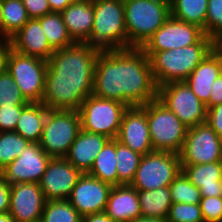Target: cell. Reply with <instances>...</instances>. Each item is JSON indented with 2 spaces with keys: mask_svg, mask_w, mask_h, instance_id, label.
I'll return each instance as SVG.
<instances>
[{
  "mask_svg": "<svg viewBox=\"0 0 222 222\" xmlns=\"http://www.w3.org/2000/svg\"><path fill=\"white\" fill-rule=\"evenodd\" d=\"M222 31V0H208L205 35L211 37Z\"/></svg>",
  "mask_w": 222,
  "mask_h": 222,
  "instance_id": "obj_37",
  "label": "cell"
},
{
  "mask_svg": "<svg viewBox=\"0 0 222 222\" xmlns=\"http://www.w3.org/2000/svg\"><path fill=\"white\" fill-rule=\"evenodd\" d=\"M28 102L22 95L13 77L5 70L0 74V106H27Z\"/></svg>",
  "mask_w": 222,
  "mask_h": 222,
  "instance_id": "obj_35",
  "label": "cell"
},
{
  "mask_svg": "<svg viewBox=\"0 0 222 222\" xmlns=\"http://www.w3.org/2000/svg\"><path fill=\"white\" fill-rule=\"evenodd\" d=\"M2 0H0V38L2 39Z\"/></svg>",
  "mask_w": 222,
  "mask_h": 222,
  "instance_id": "obj_50",
  "label": "cell"
},
{
  "mask_svg": "<svg viewBox=\"0 0 222 222\" xmlns=\"http://www.w3.org/2000/svg\"><path fill=\"white\" fill-rule=\"evenodd\" d=\"M51 157L39 143L31 142L0 174L11 184L39 183Z\"/></svg>",
  "mask_w": 222,
  "mask_h": 222,
  "instance_id": "obj_14",
  "label": "cell"
},
{
  "mask_svg": "<svg viewBox=\"0 0 222 222\" xmlns=\"http://www.w3.org/2000/svg\"><path fill=\"white\" fill-rule=\"evenodd\" d=\"M81 222H114L105 212L88 214L82 217Z\"/></svg>",
  "mask_w": 222,
  "mask_h": 222,
  "instance_id": "obj_46",
  "label": "cell"
},
{
  "mask_svg": "<svg viewBox=\"0 0 222 222\" xmlns=\"http://www.w3.org/2000/svg\"><path fill=\"white\" fill-rule=\"evenodd\" d=\"M94 21L85 42L101 51L128 48L123 0H93Z\"/></svg>",
  "mask_w": 222,
  "mask_h": 222,
  "instance_id": "obj_5",
  "label": "cell"
},
{
  "mask_svg": "<svg viewBox=\"0 0 222 222\" xmlns=\"http://www.w3.org/2000/svg\"><path fill=\"white\" fill-rule=\"evenodd\" d=\"M48 111L43 103H29L22 110L14 131L30 142L39 143Z\"/></svg>",
  "mask_w": 222,
  "mask_h": 222,
  "instance_id": "obj_25",
  "label": "cell"
},
{
  "mask_svg": "<svg viewBox=\"0 0 222 222\" xmlns=\"http://www.w3.org/2000/svg\"><path fill=\"white\" fill-rule=\"evenodd\" d=\"M142 157L143 155L124 146L116 139L118 185H130L133 182Z\"/></svg>",
  "mask_w": 222,
  "mask_h": 222,
  "instance_id": "obj_31",
  "label": "cell"
},
{
  "mask_svg": "<svg viewBox=\"0 0 222 222\" xmlns=\"http://www.w3.org/2000/svg\"><path fill=\"white\" fill-rule=\"evenodd\" d=\"M208 0H170L171 16L197 25L205 33Z\"/></svg>",
  "mask_w": 222,
  "mask_h": 222,
  "instance_id": "obj_28",
  "label": "cell"
},
{
  "mask_svg": "<svg viewBox=\"0 0 222 222\" xmlns=\"http://www.w3.org/2000/svg\"><path fill=\"white\" fill-rule=\"evenodd\" d=\"M105 213L114 222H130L142 217L138 190L131 185L113 186L109 193Z\"/></svg>",
  "mask_w": 222,
  "mask_h": 222,
  "instance_id": "obj_21",
  "label": "cell"
},
{
  "mask_svg": "<svg viewBox=\"0 0 222 222\" xmlns=\"http://www.w3.org/2000/svg\"><path fill=\"white\" fill-rule=\"evenodd\" d=\"M147 113V122L153 151L180 153L188 127L158 99L141 106Z\"/></svg>",
  "mask_w": 222,
  "mask_h": 222,
  "instance_id": "obj_6",
  "label": "cell"
},
{
  "mask_svg": "<svg viewBox=\"0 0 222 222\" xmlns=\"http://www.w3.org/2000/svg\"><path fill=\"white\" fill-rule=\"evenodd\" d=\"M150 60L152 76L158 87L185 81L211 52V39L205 35L198 43L167 51H143Z\"/></svg>",
  "mask_w": 222,
  "mask_h": 222,
  "instance_id": "obj_3",
  "label": "cell"
},
{
  "mask_svg": "<svg viewBox=\"0 0 222 222\" xmlns=\"http://www.w3.org/2000/svg\"><path fill=\"white\" fill-rule=\"evenodd\" d=\"M172 203L197 204L200 203L199 188L192 184L181 171L169 185Z\"/></svg>",
  "mask_w": 222,
  "mask_h": 222,
  "instance_id": "obj_34",
  "label": "cell"
},
{
  "mask_svg": "<svg viewBox=\"0 0 222 222\" xmlns=\"http://www.w3.org/2000/svg\"><path fill=\"white\" fill-rule=\"evenodd\" d=\"M51 12L61 13L71 3L69 0H47Z\"/></svg>",
  "mask_w": 222,
  "mask_h": 222,
  "instance_id": "obj_47",
  "label": "cell"
},
{
  "mask_svg": "<svg viewBox=\"0 0 222 222\" xmlns=\"http://www.w3.org/2000/svg\"><path fill=\"white\" fill-rule=\"evenodd\" d=\"M128 48H141L171 16L170 0H123Z\"/></svg>",
  "mask_w": 222,
  "mask_h": 222,
  "instance_id": "obj_4",
  "label": "cell"
},
{
  "mask_svg": "<svg viewBox=\"0 0 222 222\" xmlns=\"http://www.w3.org/2000/svg\"><path fill=\"white\" fill-rule=\"evenodd\" d=\"M179 156L181 165L222 161V138L207 122L188 128Z\"/></svg>",
  "mask_w": 222,
  "mask_h": 222,
  "instance_id": "obj_12",
  "label": "cell"
},
{
  "mask_svg": "<svg viewBox=\"0 0 222 222\" xmlns=\"http://www.w3.org/2000/svg\"><path fill=\"white\" fill-rule=\"evenodd\" d=\"M10 187L11 184L0 174V214L9 212Z\"/></svg>",
  "mask_w": 222,
  "mask_h": 222,
  "instance_id": "obj_42",
  "label": "cell"
},
{
  "mask_svg": "<svg viewBox=\"0 0 222 222\" xmlns=\"http://www.w3.org/2000/svg\"><path fill=\"white\" fill-rule=\"evenodd\" d=\"M182 171L180 156L169 151L144 155L130 184L137 190H154L169 186Z\"/></svg>",
  "mask_w": 222,
  "mask_h": 222,
  "instance_id": "obj_10",
  "label": "cell"
},
{
  "mask_svg": "<svg viewBox=\"0 0 222 222\" xmlns=\"http://www.w3.org/2000/svg\"><path fill=\"white\" fill-rule=\"evenodd\" d=\"M22 2L30 19H37L51 13L47 0H22Z\"/></svg>",
  "mask_w": 222,
  "mask_h": 222,
  "instance_id": "obj_40",
  "label": "cell"
},
{
  "mask_svg": "<svg viewBox=\"0 0 222 222\" xmlns=\"http://www.w3.org/2000/svg\"><path fill=\"white\" fill-rule=\"evenodd\" d=\"M101 50L87 43L57 49L48 59L42 103L48 109L76 110L92 95Z\"/></svg>",
  "mask_w": 222,
  "mask_h": 222,
  "instance_id": "obj_2",
  "label": "cell"
},
{
  "mask_svg": "<svg viewBox=\"0 0 222 222\" xmlns=\"http://www.w3.org/2000/svg\"><path fill=\"white\" fill-rule=\"evenodd\" d=\"M37 19L48 43L54 50L66 48L76 43L69 35L61 13L51 12Z\"/></svg>",
  "mask_w": 222,
  "mask_h": 222,
  "instance_id": "obj_29",
  "label": "cell"
},
{
  "mask_svg": "<svg viewBox=\"0 0 222 222\" xmlns=\"http://www.w3.org/2000/svg\"><path fill=\"white\" fill-rule=\"evenodd\" d=\"M61 15L69 35L75 42L85 43L90 38L94 21L93 0L72 3Z\"/></svg>",
  "mask_w": 222,
  "mask_h": 222,
  "instance_id": "obj_23",
  "label": "cell"
},
{
  "mask_svg": "<svg viewBox=\"0 0 222 222\" xmlns=\"http://www.w3.org/2000/svg\"><path fill=\"white\" fill-rule=\"evenodd\" d=\"M16 52L48 61L55 51L47 41L38 19L32 18L10 39Z\"/></svg>",
  "mask_w": 222,
  "mask_h": 222,
  "instance_id": "obj_19",
  "label": "cell"
},
{
  "mask_svg": "<svg viewBox=\"0 0 222 222\" xmlns=\"http://www.w3.org/2000/svg\"><path fill=\"white\" fill-rule=\"evenodd\" d=\"M0 222H16L12 215L8 213L0 214Z\"/></svg>",
  "mask_w": 222,
  "mask_h": 222,
  "instance_id": "obj_49",
  "label": "cell"
},
{
  "mask_svg": "<svg viewBox=\"0 0 222 222\" xmlns=\"http://www.w3.org/2000/svg\"><path fill=\"white\" fill-rule=\"evenodd\" d=\"M128 107L116 100L89 95L78 109L81 129L89 133L105 135L109 139H116L124 112Z\"/></svg>",
  "mask_w": 222,
  "mask_h": 222,
  "instance_id": "obj_8",
  "label": "cell"
},
{
  "mask_svg": "<svg viewBox=\"0 0 222 222\" xmlns=\"http://www.w3.org/2000/svg\"><path fill=\"white\" fill-rule=\"evenodd\" d=\"M206 122L222 138V103L207 109Z\"/></svg>",
  "mask_w": 222,
  "mask_h": 222,
  "instance_id": "obj_41",
  "label": "cell"
},
{
  "mask_svg": "<svg viewBox=\"0 0 222 222\" xmlns=\"http://www.w3.org/2000/svg\"><path fill=\"white\" fill-rule=\"evenodd\" d=\"M82 216L68 200L45 202L40 222H81Z\"/></svg>",
  "mask_w": 222,
  "mask_h": 222,
  "instance_id": "obj_33",
  "label": "cell"
},
{
  "mask_svg": "<svg viewBox=\"0 0 222 222\" xmlns=\"http://www.w3.org/2000/svg\"><path fill=\"white\" fill-rule=\"evenodd\" d=\"M210 94V100L206 104L207 109L222 103V73L213 82Z\"/></svg>",
  "mask_w": 222,
  "mask_h": 222,
  "instance_id": "obj_43",
  "label": "cell"
},
{
  "mask_svg": "<svg viewBox=\"0 0 222 222\" xmlns=\"http://www.w3.org/2000/svg\"><path fill=\"white\" fill-rule=\"evenodd\" d=\"M130 222H167L165 219L154 218V217H139Z\"/></svg>",
  "mask_w": 222,
  "mask_h": 222,
  "instance_id": "obj_48",
  "label": "cell"
},
{
  "mask_svg": "<svg viewBox=\"0 0 222 222\" xmlns=\"http://www.w3.org/2000/svg\"><path fill=\"white\" fill-rule=\"evenodd\" d=\"M157 99L188 128L207 120L206 105L198 99L185 81L170 82L158 87Z\"/></svg>",
  "mask_w": 222,
  "mask_h": 222,
  "instance_id": "obj_11",
  "label": "cell"
},
{
  "mask_svg": "<svg viewBox=\"0 0 222 222\" xmlns=\"http://www.w3.org/2000/svg\"><path fill=\"white\" fill-rule=\"evenodd\" d=\"M2 39H10L30 19L22 0H2Z\"/></svg>",
  "mask_w": 222,
  "mask_h": 222,
  "instance_id": "obj_30",
  "label": "cell"
},
{
  "mask_svg": "<svg viewBox=\"0 0 222 222\" xmlns=\"http://www.w3.org/2000/svg\"><path fill=\"white\" fill-rule=\"evenodd\" d=\"M138 200L142 217L167 219L172 205L169 186L154 190H138Z\"/></svg>",
  "mask_w": 222,
  "mask_h": 222,
  "instance_id": "obj_26",
  "label": "cell"
},
{
  "mask_svg": "<svg viewBox=\"0 0 222 222\" xmlns=\"http://www.w3.org/2000/svg\"><path fill=\"white\" fill-rule=\"evenodd\" d=\"M205 33L202 28L172 16L141 47L143 51H167L198 43Z\"/></svg>",
  "mask_w": 222,
  "mask_h": 222,
  "instance_id": "obj_13",
  "label": "cell"
},
{
  "mask_svg": "<svg viewBox=\"0 0 222 222\" xmlns=\"http://www.w3.org/2000/svg\"><path fill=\"white\" fill-rule=\"evenodd\" d=\"M116 139L140 155L153 152L147 113L141 106L128 107L124 112Z\"/></svg>",
  "mask_w": 222,
  "mask_h": 222,
  "instance_id": "obj_18",
  "label": "cell"
},
{
  "mask_svg": "<svg viewBox=\"0 0 222 222\" xmlns=\"http://www.w3.org/2000/svg\"><path fill=\"white\" fill-rule=\"evenodd\" d=\"M48 62L10 49L6 70L13 77L24 98L42 103Z\"/></svg>",
  "mask_w": 222,
  "mask_h": 222,
  "instance_id": "obj_9",
  "label": "cell"
},
{
  "mask_svg": "<svg viewBox=\"0 0 222 222\" xmlns=\"http://www.w3.org/2000/svg\"><path fill=\"white\" fill-rule=\"evenodd\" d=\"M221 73L222 63L210 52L185 79V82L206 105L210 100L211 86Z\"/></svg>",
  "mask_w": 222,
  "mask_h": 222,
  "instance_id": "obj_24",
  "label": "cell"
},
{
  "mask_svg": "<svg viewBox=\"0 0 222 222\" xmlns=\"http://www.w3.org/2000/svg\"><path fill=\"white\" fill-rule=\"evenodd\" d=\"M116 164V139H109L98 153L87 174L111 185L112 187L118 186Z\"/></svg>",
  "mask_w": 222,
  "mask_h": 222,
  "instance_id": "obj_27",
  "label": "cell"
},
{
  "mask_svg": "<svg viewBox=\"0 0 222 222\" xmlns=\"http://www.w3.org/2000/svg\"><path fill=\"white\" fill-rule=\"evenodd\" d=\"M10 49V41L8 39L0 38V74L6 70V60Z\"/></svg>",
  "mask_w": 222,
  "mask_h": 222,
  "instance_id": "obj_45",
  "label": "cell"
},
{
  "mask_svg": "<svg viewBox=\"0 0 222 222\" xmlns=\"http://www.w3.org/2000/svg\"><path fill=\"white\" fill-rule=\"evenodd\" d=\"M167 222H204L200 204L172 203Z\"/></svg>",
  "mask_w": 222,
  "mask_h": 222,
  "instance_id": "obj_36",
  "label": "cell"
},
{
  "mask_svg": "<svg viewBox=\"0 0 222 222\" xmlns=\"http://www.w3.org/2000/svg\"><path fill=\"white\" fill-rule=\"evenodd\" d=\"M199 204L204 222H222V197H201Z\"/></svg>",
  "mask_w": 222,
  "mask_h": 222,
  "instance_id": "obj_38",
  "label": "cell"
},
{
  "mask_svg": "<svg viewBox=\"0 0 222 222\" xmlns=\"http://www.w3.org/2000/svg\"><path fill=\"white\" fill-rule=\"evenodd\" d=\"M181 167L189 181L199 188L201 197H222V161Z\"/></svg>",
  "mask_w": 222,
  "mask_h": 222,
  "instance_id": "obj_22",
  "label": "cell"
},
{
  "mask_svg": "<svg viewBox=\"0 0 222 222\" xmlns=\"http://www.w3.org/2000/svg\"><path fill=\"white\" fill-rule=\"evenodd\" d=\"M80 130L78 111L49 109L39 144L51 158H64Z\"/></svg>",
  "mask_w": 222,
  "mask_h": 222,
  "instance_id": "obj_7",
  "label": "cell"
},
{
  "mask_svg": "<svg viewBox=\"0 0 222 222\" xmlns=\"http://www.w3.org/2000/svg\"><path fill=\"white\" fill-rule=\"evenodd\" d=\"M85 0H69V2L72 3H79V2H83Z\"/></svg>",
  "mask_w": 222,
  "mask_h": 222,
  "instance_id": "obj_51",
  "label": "cell"
},
{
  "mask_svg": "<svg viewBox=\"0 0 222 222\" xmlns=\"http://www.w3.org/2000/svg\"><path fill=\"white\" fill-rule=\"evenodd\" d=\"M210 39L211 52L222 63V31L213 34Z\"/></svg>",
  "mask_w": 222,
  "mask_h": 222,
  "instance_id": "obj_44",
  "label": "cell"
},
{
  "mask_svg": "<svg viewBox=\"0 0 222 222\" xmlns=\"http://www.w3.org/2000/svg\"><path fill=\"white\" fill-rule=\"evenodd\" d=\"M45 202L39 183H15L10 187L9 213L16 222H40Z\"/></svg>",
  "mask_w": 222,
  "mask_h": 222,
  "instance_id": "obj_17",
  "label": "cell"
},
{
  "mask_svg": "<svg viewBox=\"0 0 222 222\" xmlns=\"http://www.w3.org/2000/svg\"><path fill=\"white\" fill-rule=\"evenodd\" d=\"M30 143L15 131L0 132V172L16 159Z\"/></svg>",
  "mask_w": 222,
  "mask_h": 222,
  "instance_id": "obj_32",
  "label": "cell"
},
{
  "mask_svg": "<svg viewBox=\"0 0 222 222\" xmlns=\"http://www.w3.org/2000/svg\"><path fill=\"white\" fill-rule=\"evenodd\" d=\"M112 186L85 173L79 178L67 199L83 217L105 212Z\"/></svg>",
  "mask_w": 222,
  "mask_h": 222,
  "instance_id": "obj_16",
  "label": "cell"
},
{
  "mask_svg": "<svg viewBox=\"0 0 222 222\" xmlns=\"http://www.w3.org/2000/svg\"><path fill=\"white\" fill-rule=\"evenodd\" d=\"M82 174L65 158H51L39 182L45 200H67Z\"/></svg>",
  "mask_w": 222,
  "mask_h": 222,
  "instance_id": "obj_15",
  "label": "cell"
},
{
  "mask_svg": "<svg viewBox=\"0 0 222 222\" xmlns=\"http://www.w3.org/2000/svg\"><path fill=\"white\" fill-rule=\"evenodd\" d=\"M149 57L141 48L100 51L95 67L92 94L132 106L157 99Z\"/></svg>",
  "mask_w": 222,
  "mask_h": 222,
  "instance_id": "obj_1",
  "label": "cell"
},
{
  "mask_svg": "<svg viewBox=\"0 0 222 222\" xmlns=\"http://www.w3.org/2000/svg\"><path fill=\"white\" fill-rule=\"evenodd\" d=\"M108 140L105 135L89 133L81 129L64 158L83 174L88 173Z\"/></svg>",
  "mask_w": 222,
  "mask_h": 222,
  "instance_id": "obj_20",
  "label": "cell"
},
{
  "mask_svg": "<svg viewBox=\"0 0 222 222\" xmlns=\"http://www.w3.org/2000/svg\"><path fill=\"white\" fill-rule=\"evenodd\" d=\"M26 106H0V132L14 131Z\"/></svg>",
  "mask_w": 222,
  "mask_h": 222,
  "instance_id": "obj_39",
  "label": "cell"
}]
</instances>
